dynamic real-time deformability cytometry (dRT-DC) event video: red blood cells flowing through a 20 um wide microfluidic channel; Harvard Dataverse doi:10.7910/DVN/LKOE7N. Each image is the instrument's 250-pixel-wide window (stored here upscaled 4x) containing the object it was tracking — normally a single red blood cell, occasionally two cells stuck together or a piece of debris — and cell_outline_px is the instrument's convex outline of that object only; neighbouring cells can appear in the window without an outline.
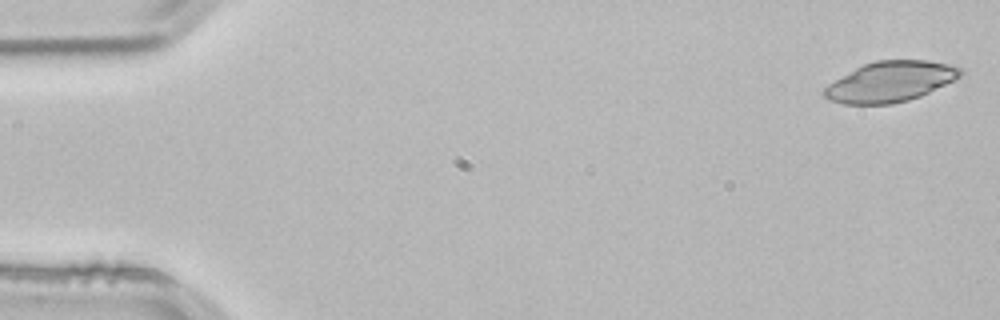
{"species": "common noctule bat (a hibernating species)", "species_latin": "Nyctalus noctula", "temperature_condition": "room temperature", "stored_images_in_passage": 53, "camera_frame_rate_fps": 3000, "um_per_image_px": 0.085, "animal": {"sex": "male", "body_mass_g": 21.5, "forearm_length_mm": 52.0}, "frame": {"image": 1, "passage_image": 1, "time_ms": 0.0, "image_size_px": [1000, 320], "cell_outline_px": [[964, 72], [960, 76], [920, 96], [908, 100], [892, 104], [844, 104], [828, 100], [820, 92], [828, 84], [856, 68], [864, 64], [876, 60], [928, 60], [948, 64], [960, 68]], "centroid_in_image_um": [75.63, 6.94], "position_along_channel_um": 9.4, "area_um2": 31.79}}